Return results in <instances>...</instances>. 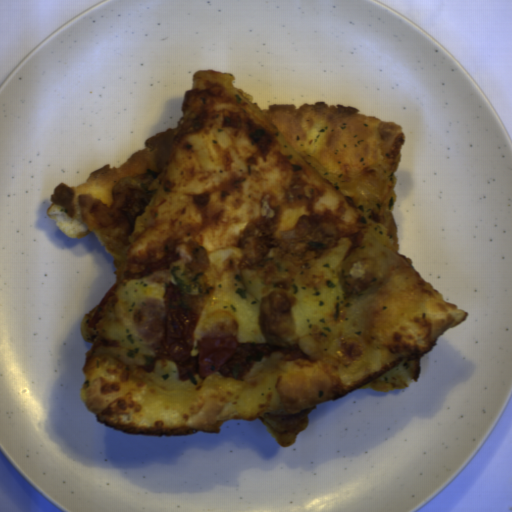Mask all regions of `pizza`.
Listing matches in <instances>:
<instances>
[{
    "instance_id": "obj_2",
    "label": "pizza",
    "mask_w": 512,
    "mask_h": 512,
    "mask_svg": "<svg viewBox=\"0 0 512 512\" xmlns=\"http://www.w3.org/2000/svg\"><path fill=\"white\" fill-rule=\"evenodd\" d=\"M155 163V149L148 145L129 155L119 167L109 163L94 170L85 182L75 185L60 182L49 197L51 204L47 213L63 234L80 239L91 232L99 245L106 249L91 214V206L104 203L108 207L113 198L112 188L119 180L144 173Z\"/></svg>"
},
{
    "instance_id": "obj_1",
    "label": "pizza",
    "mask_w": 512,
    "mask_h": 512,
    "mask_svg": "<svg viewBox=\"0 0 512 512\" xmlns=\"http://www.w3.org/2000/svg\"><path fill=\"white\" fill-rule=\"evenodd\" d=\"M212 98L200 130L232 140L245 174L193 196L200 226L154 258L113 255L116 290L95 328L99 306L84 313L89 349L81 396L102 426L136 436L219 434L227 420L257 418L284 448L308 426L311 411L358 388L394 392L419 377L422 356L467 317L422 278L384 228L331 191L303 158L329 171L360 172L382 163L395 180L401 125L326 102L270 105L235 77L195 71L192 89ZM303 215L321 216L339 235L329 252L293 263L267 256L241 267L239 236L258 216L278 237ZM167 253L180 260L141 278L124 277ZM180 284L197 315L189 363L158 361L142 341L134 313L147 300L165 306ZM234 336L239 350L201 378L198 340Z\"/></svg>"
}]
</instances>
